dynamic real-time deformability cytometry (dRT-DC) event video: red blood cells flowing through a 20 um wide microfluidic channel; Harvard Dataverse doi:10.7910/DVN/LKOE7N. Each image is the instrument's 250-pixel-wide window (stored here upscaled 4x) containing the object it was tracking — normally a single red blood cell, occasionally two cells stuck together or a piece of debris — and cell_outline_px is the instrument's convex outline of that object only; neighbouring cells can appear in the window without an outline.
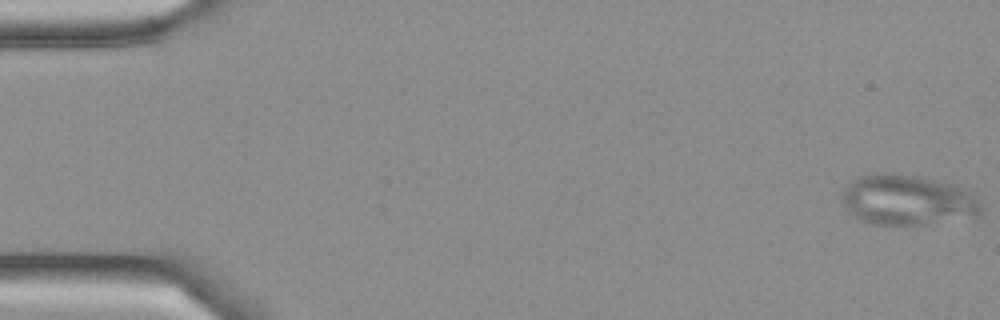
{"species": "Egyptian fruit bat (a non-hibernating species)", "species_latin": "Rousettus aegyptiacus", "temperature_condition": "cold", "stored_images_in_passage": 7, "camera_frame_rate_fps": 3000, "um_per_image_px": 0.085, "frame": {"image": 1, "passage_image": 1, "time_ms": 0.0, "image_size_px": [1000, 320], "cell_outline_px": [[984, 212], [980, 216], [924, 224], [876, 224], [860, 220], [848, 212], [844, 204], [844, 188], [856, 176], [872, 172], [888, 172], [916, 176], [936, 180], [968, 188], [980, 200], [984, 208]], "centroid_in_image_um": [77.2, 16.98], "position_along_channel_um": 7.8, "area_um2": 41.33}}